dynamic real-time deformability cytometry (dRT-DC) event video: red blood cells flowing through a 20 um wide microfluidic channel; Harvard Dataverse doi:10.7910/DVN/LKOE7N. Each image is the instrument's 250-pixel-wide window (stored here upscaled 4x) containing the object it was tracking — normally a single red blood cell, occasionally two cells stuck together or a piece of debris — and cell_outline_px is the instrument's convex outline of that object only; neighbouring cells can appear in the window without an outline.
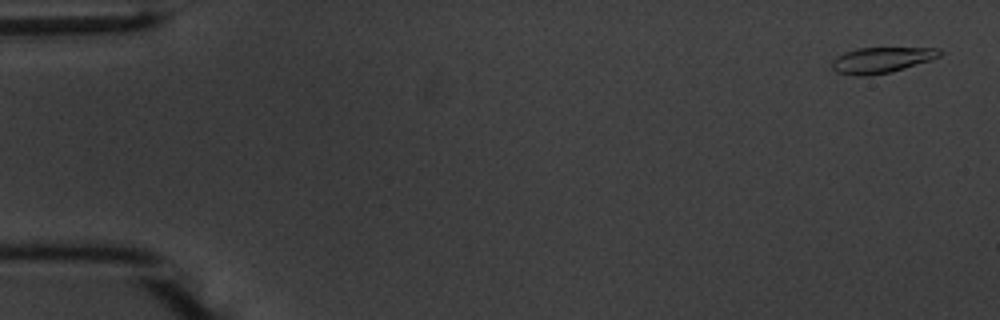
{"species": "common noctule bat (a hibernating species)", "species_latin": "Nyctalus noctula", "temperature_condition": "warm", "stored_images_in_passage": 54, "camera_frame_rate_fps": 3000, "um_per_image_px": 0.085, "animal": {"sex": "male", "body_mass_g": 20.1, "forearm_length_mm": 53.5}, "frame": {"image": 1, "passage_image": 2, "time_ms": 0.333, "image_size_px": [1000, 320], "cell_outline_px": [[940, 56], [932, 60], [892, 72], [868, 76], [856, 76], [836, 72], [832, 68], [832, 60], [836, 56], [844, 52], [860, 48], [940, 48]], "centroid_in_image_um": [74.91, 5.11], "position_along_channel_um": 10.1, "area_um2": 16.24}}
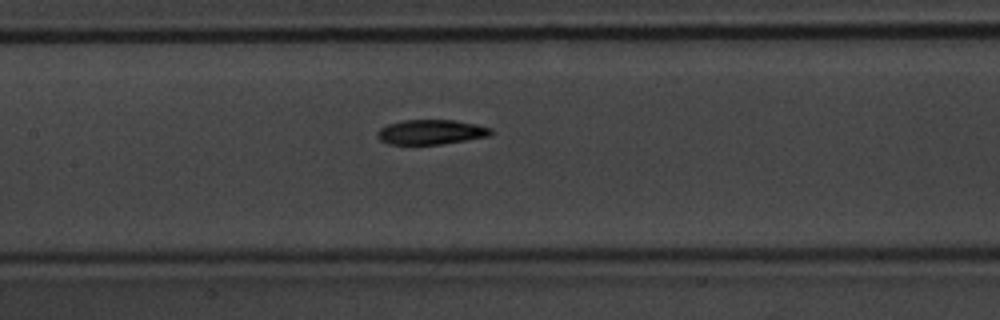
{"frame": {"image": 2, "passage_image": 26, "time_ms": 8.333, "image_size_px": [1000, 320], "cell_outline_px": [[496, 132], [492, 136], [440, 144], [388, 144], [380, 140], [376, 136], [376, 132], [380, 128], [388, 124], [404, 120], [456, 120], [476, 124], [492, 128]], "centroid_in_image_um": [36.68, 11.22], "position_along_channel_um": 170.7, "area_um2": 16.59}}
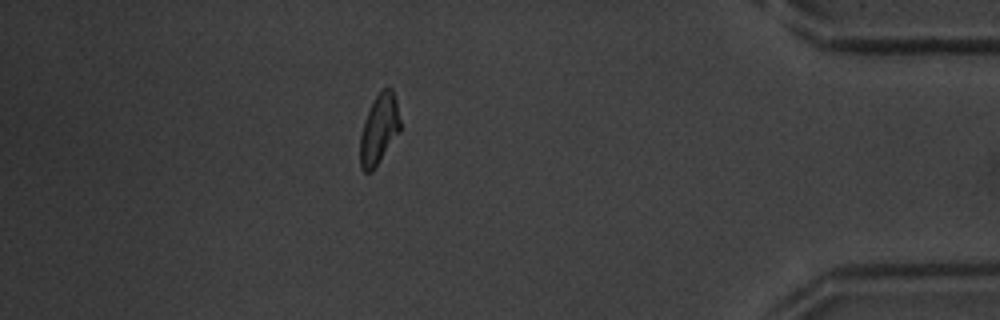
{"frame": {"image": 3, "passage_image": 48, "time_ms": 15.667, "image_size_px": [1000, 320], "cell_outline_px": [[400, 132], [372, 172], [364, 172], [360, 168], [360, 136], [364, 120], [376, 96], [384, 88], [392, 88], [396, 100], [400, 120]], "centroid_in_image_um": [32.22, 11.02], "position_along_channel_um": 403.0, "area_um2": 16.24}, "authors_computed_cell_mechanics": {"area_um2": 16.762, "velocity_mm_per_s": 3.7273, "shape_relaxation_time_tau1_ms": 3.378, "shape_relaxation_time_tau2_ms": 5.3792, "deformation_change_tau1": 0.1423, "deformation_change_tau2": 0.1133}}